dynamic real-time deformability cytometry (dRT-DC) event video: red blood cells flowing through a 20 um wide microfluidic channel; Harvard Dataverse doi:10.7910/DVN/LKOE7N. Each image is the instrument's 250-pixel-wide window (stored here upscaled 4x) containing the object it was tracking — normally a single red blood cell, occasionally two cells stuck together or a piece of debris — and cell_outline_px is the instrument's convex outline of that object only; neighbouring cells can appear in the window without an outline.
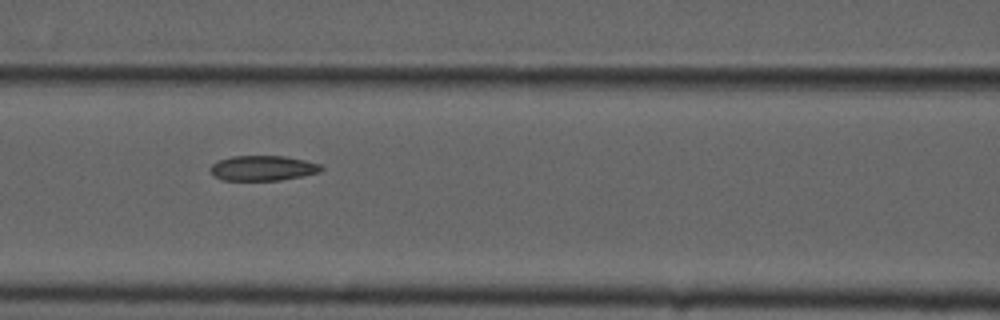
{"species": "common noctule bat (a hibernating species)", "species_latin": "Nyctalus noctula", "temperature_condition": "cold", "stored_images_in_passage": 8, "camera_frame_rate_fps": 3000, "um_per_image_px": 0.085, "animal": {"sex": "male", "forearm_length_mm": 52.5}, "frame": {"image": 1, "passage_image": 5, "time_ms": 1.333, "image_size_px": [1000, 320], "cell_outline_px": [[324, 168], [320, 172], [304, 176], [280, 180], [220, 180], [208, 168], [216, 160], [232, 156], [284, 156], [304, 160], [320, 164]], "centroid_in_image_um": [22.33, 14.29], "position_along_channel_um": 144.3, "area_um2": 16.3}}
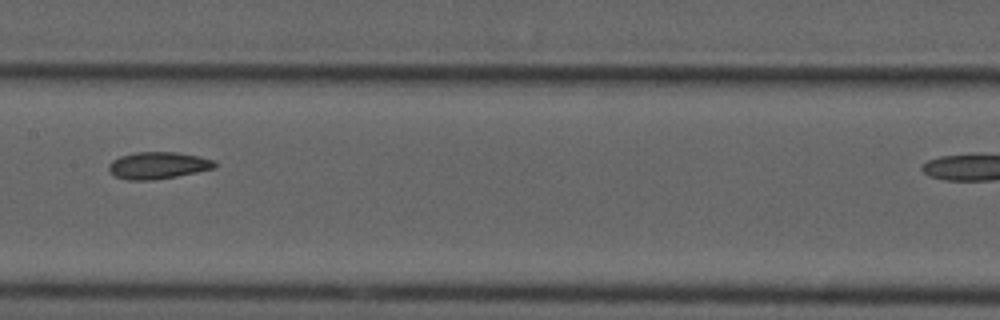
{"frame": {"image": 2, "passage_image": 6, "time_ms": 1.667, "image_size_px": [1000, 320], "cell_outline_px": [[216, 168], [176, 176], [152, 180], [128, 180], [116, 176], [108, 168], [108, 164], [112, 160], [120, 156], [136, 152], [176, 152], [200, 156], [216, 160]], "centroid_in_image_um": [13.46, 14.05], "position_along_channel_um": 193.9, "area_um2": 16.65}}
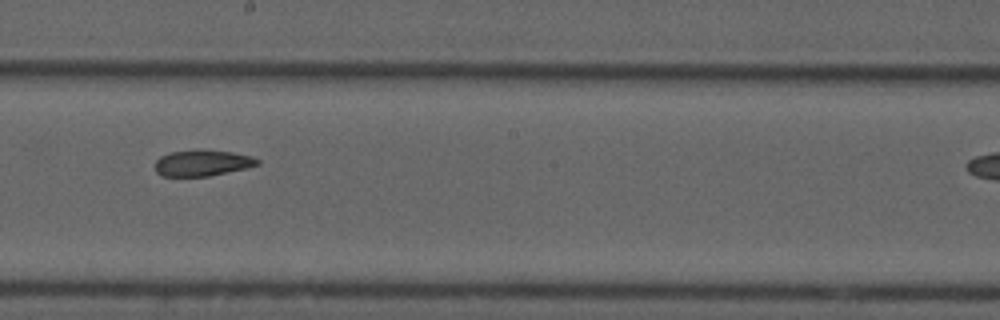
{"frame": {"image": 3, "passage_image": 7, "time_ms": 2.0, "image_size_px": [1000, 320], "cell_outline_px": [[260, 164], [244, 168], [208, 176], [160, 176], [156, 172], [156, 160], [160, 156], [172, 152], [232, 152], [252, 156], [260, 160]], "centroid_in_image_um": [17.19, 13.89], "position_along_channel_um": 231.0, "area_um2": 14.8}}